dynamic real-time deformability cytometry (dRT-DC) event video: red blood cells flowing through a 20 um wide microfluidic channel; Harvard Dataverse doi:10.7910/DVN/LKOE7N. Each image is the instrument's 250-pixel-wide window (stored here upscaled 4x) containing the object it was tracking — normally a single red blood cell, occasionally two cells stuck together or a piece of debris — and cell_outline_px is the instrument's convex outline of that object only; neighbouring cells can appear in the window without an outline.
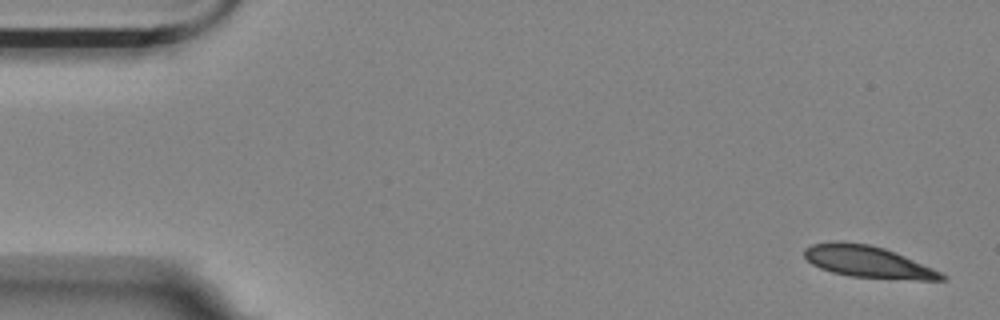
{"species": "Egyptian fruit bat (a non-hibernating species)", "species_latin": "Rousettus aegyptiacus", "temperature_condition": "room temperature", "stored_images_in_passage": 4, "camera_frame_rate_fps": 3000, "um_per_image_px": 0.085, "animal": {"sex": "female"}, "frame": {"image": 1, "passage_image": 1, "time_ms": 0.0, "image_size_px": [1000, 320], "cell_outline_px": [[948, 280], [916, 280], [848, 276], [832, 272], [820, 268], [812, 264], [804, 256], [804, 248], [812, 244], [868, 244], [884, 248], [904, 256], [932, 268], [948, 276]], "centroid_in_image_um": [73.84, 22.3], "position_along_channel_um": 11.2, "area_um2": 24.57}}
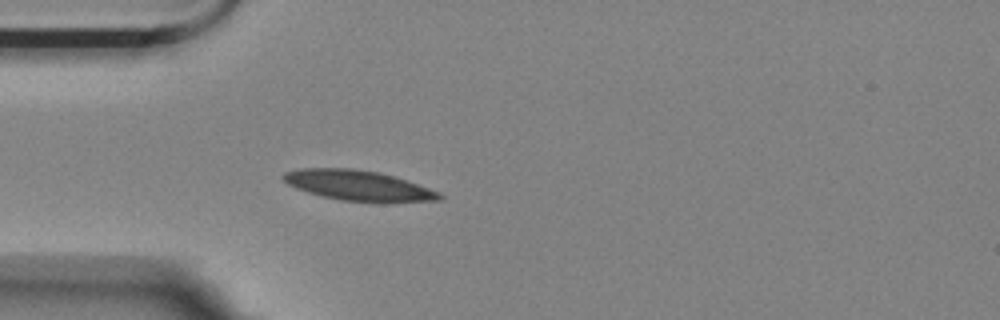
{"frame": {"image": 2, "passage_image": 4, "time_ms": 4.333, "image_size_px": [1000, 320], "cell_outline_px": [[444, 200], [388, 204], [376, 204], [340, 200], [308, 192], [296, 188], [288, 184], [280, 176], [284, 172], [300, 168], [352, 168], [376, 172], [392, 176], [440, 192], [444, 196]], "centroid_in_image_um": [30.51, 15.81], "position_along_channel_um": 54.5, "area_um2": 28.09}}